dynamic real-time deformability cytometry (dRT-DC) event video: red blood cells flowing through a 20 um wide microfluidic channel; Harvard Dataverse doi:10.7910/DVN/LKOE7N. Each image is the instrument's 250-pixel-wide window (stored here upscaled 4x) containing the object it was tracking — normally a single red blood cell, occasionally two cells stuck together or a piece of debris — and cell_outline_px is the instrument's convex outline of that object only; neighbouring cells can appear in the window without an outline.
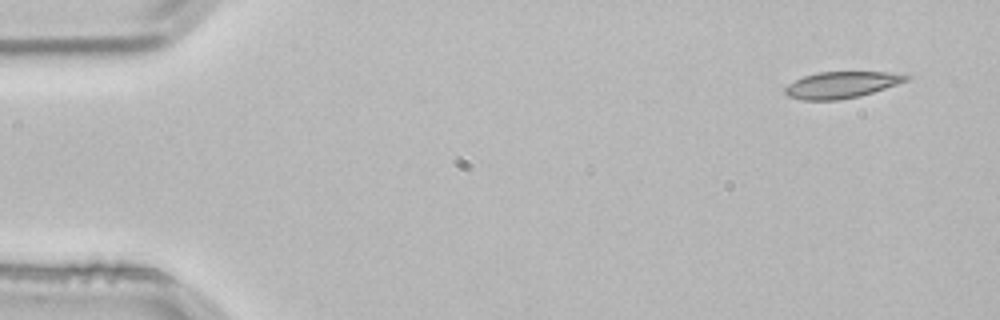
{"species": "common noctule bat (a hibernating species)", "species_latin": "Nyctalus noctula", "temperature_condition": "room temperature", "stored_images_in_passage": 4, "segment_of_instrument_passage": [1, 2], "camera_frame_rate_fps": 3000, "um_per_image_px": 0.085, "animal": {"sex": "male", "body_mass_g": 21.5, "forearm_length_mm": 52.0}, "frame": {"image": 1, "passage_image": 1, "time_ms": 0.0, "image_size_px": [1000, 320], "cell_outline_px": [[912, 76], [908, 80], [860, 96], [840, 100], [800, 100], [788, 96], [784, 92], [784, 88], [788, 84], [804, 76], [820, 72], [888, 72]], "centroid_in_image_um": [71.49, 7.22], "position_along_channel_um": 13.5, "area_um2": 18.55}}